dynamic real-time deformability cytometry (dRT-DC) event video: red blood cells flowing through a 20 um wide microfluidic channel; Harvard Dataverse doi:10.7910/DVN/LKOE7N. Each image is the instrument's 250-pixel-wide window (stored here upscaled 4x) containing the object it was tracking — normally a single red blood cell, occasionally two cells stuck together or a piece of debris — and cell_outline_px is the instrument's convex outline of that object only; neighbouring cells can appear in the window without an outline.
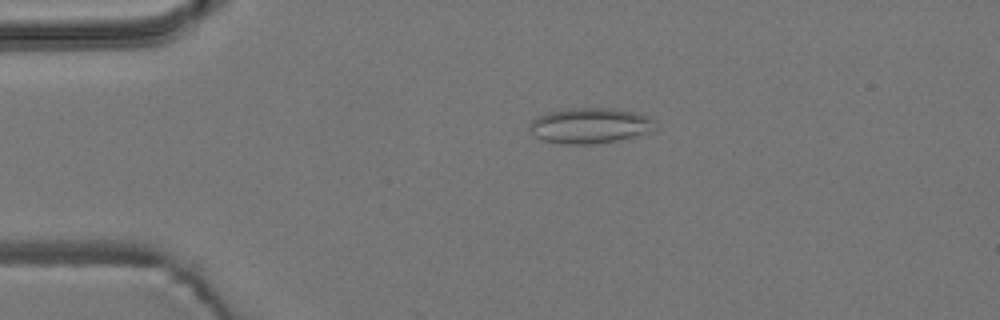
{"species": "common noctule bat (a hibernating species)", "species_latin": "Nyctalus noctula", "temperature_condition": "room temperature", "stored_images_in_passage": 19, "camera_frame_rate_fps": 3000, "um_per_image_px": 0.085, "animal": {"sex": "male", "body_mass_g": 19.2, "forearm_length_mm": 51.8}, "frame": {"image": 1, "passage_image": 11, "time_ms": 3.333, "image_size_px": [1000, 320], "cell_outline_px": [[656, 128], [632, 136], [616, 140], [592, 144], [560, 144], [544, 140], [536, 136], [528, 128], [532, 120], [548, 112], [576, 108], [616, 108], [648, 116], [656, 120]], "centroid_in_image_um": [50.14, 10.67], "position_along_channel_um": 34.9, "area_um2": 25.61}}